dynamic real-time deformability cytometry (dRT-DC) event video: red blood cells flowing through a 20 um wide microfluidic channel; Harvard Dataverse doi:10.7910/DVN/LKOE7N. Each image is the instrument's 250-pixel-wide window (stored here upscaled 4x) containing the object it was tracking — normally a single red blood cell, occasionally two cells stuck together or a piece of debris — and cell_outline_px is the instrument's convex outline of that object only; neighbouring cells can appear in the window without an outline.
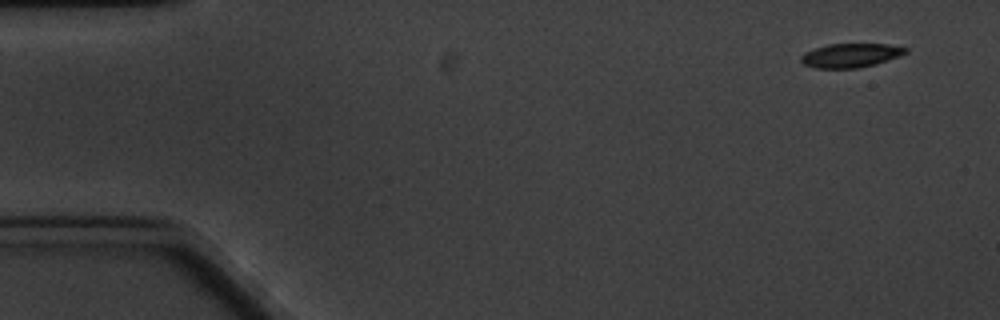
{"species": "common noctule bat (a hibernating species)", "species_latin": "Nyctalus noctula", "temperature_condition": "cold", "stored_images_in_passage": 5, "camera_frame_rate_fps": 3000, "um_per_image_px": 0.085, "animal": {"sex": "male", "body_mass_g": 20.1, "forearm_length_mm": 53.5}, "frame": {"image": 1, "passage_image": 1, "time_ms": 0.0, "image_size_px": [1000, 320], "cell_outline_px": [[908, 52], [900, 56], [876, 64], [856, 68], [816, 68], [804, 64], [800, 60], [800, 56], [804, 52], [828, 44], [888, 44], [908, 48]], "centroid_in_image_um": [72.31, 4.7], "position_along_channel_um": 12.7, "area_um2": 14.62}}
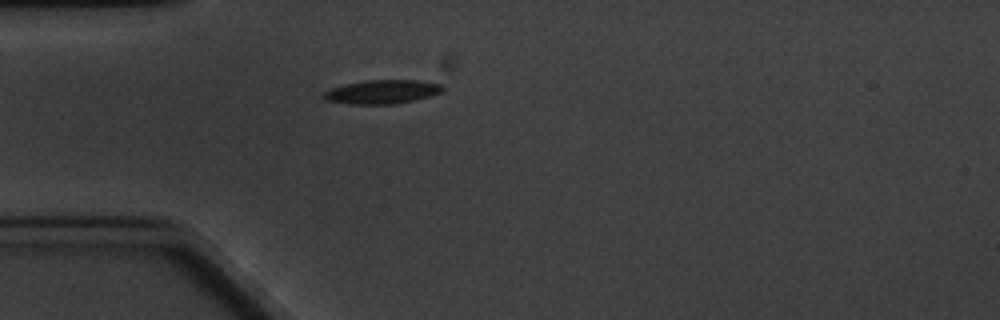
{"frame": {"image": 2, "passage_image": 5, "time_ms": 4.333, "image_size_px": [1000, 320], "cell_outline_px": [[444, 92], [396, 104], [348, 104], [328, 100], [324, 96], [324, 92], [328, 88], [344, 84], [364, 80], [416, 80], [444, 84]], "centroid_in_image_um": [32.5, 7.79], "position_along_channel_um": 52.5, "area_um2": 16.59}}